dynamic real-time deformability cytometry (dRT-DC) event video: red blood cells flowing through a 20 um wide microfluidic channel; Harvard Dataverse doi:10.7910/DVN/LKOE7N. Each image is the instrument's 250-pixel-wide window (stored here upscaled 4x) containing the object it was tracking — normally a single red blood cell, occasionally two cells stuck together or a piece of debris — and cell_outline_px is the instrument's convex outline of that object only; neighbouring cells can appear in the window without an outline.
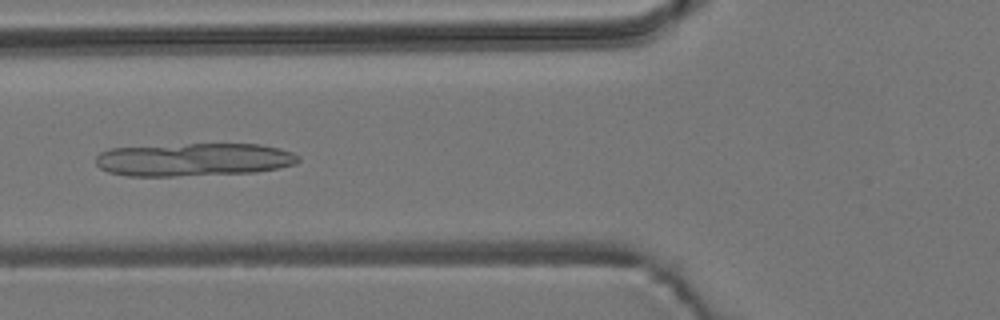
{"species": "common noctule bat (a hibernating species)", "species_latin": "Nyctalus noctula", "temperature_condition": "room temperature", "stored_images_in_passage": 7, "camera_frame_rate_fps": 3000, "um_per_image_px": 0.085, "animal": {"sex": "male", "body_mass_g": 19.2, "forearm_length_mm": 51.8}, "frame": {"image": 1, "passage_image": 6, "time_ms": 6.0, "image_size_px": [1000, 320], "cell_outline_px": [[300, 160], [296, 164], [280, 168], [256, 172], [176, 176], [128, 176], [108, 172], [100, 168], [96, 164], [96, 156], [100, 152], [108, 148], [188, 144], [260, 144], [280, 148], [292, 152], [300, 156]], "centroid_in_image_um": [16.48, 13.56], "position_along_channel_um": 109.3, "area_um2": 39.3}}
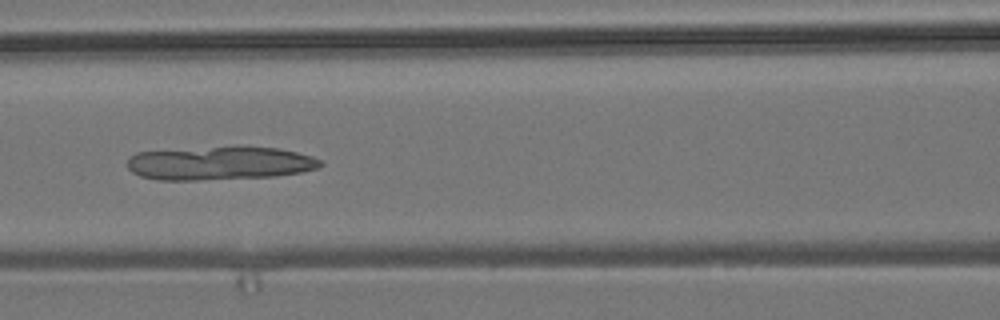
{"frame": {"image": 2, "passage_image": 7, "time_ms": 7.0, "image_size_px": [1000, 320], "cell_outline_px": [[324, 164], [320, 168], [300, 172], [276, 176], [196, 180], [156, 180], [140, 176], [132, 172], [128, 168], [128, 156], [136, 152], [240, 144], [280, 148], [312, 156], [320, 160]], "centroid_in_image_um": [18.69, 13.84], "position_along_channel_um": 147.9, "area_um2": 38.73}}